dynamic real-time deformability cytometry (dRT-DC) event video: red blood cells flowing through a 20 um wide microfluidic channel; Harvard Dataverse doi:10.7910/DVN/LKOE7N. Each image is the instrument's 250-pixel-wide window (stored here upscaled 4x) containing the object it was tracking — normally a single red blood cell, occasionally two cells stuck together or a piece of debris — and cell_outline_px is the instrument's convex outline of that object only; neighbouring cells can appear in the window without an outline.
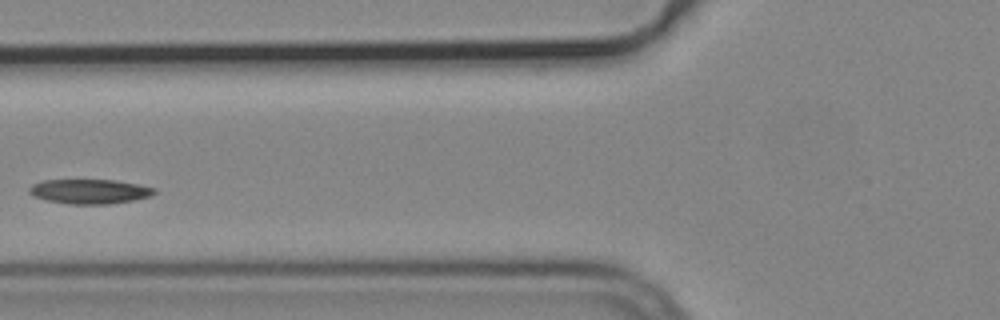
{"species": "common noctule bat (a hibernating species)", "species_latin": "Nyctalus noctula", "temperature_condition": "cold", "stored_images_in_passage": 3, "camera_frame_rate_fps": 3000, "um_per_image_px": 0.085, "animal": {"sex": "male", "body_mass_g": 19.2, "forearm_length_mm": 51.8}, "frame": {"image": 1, "passage_image": 3, "time_ms": 0.667, "image_size_px": [1000, 320], "cell_outline_px": [[156, 192], [152, 196], [132, 200], [108, 204], [68, 204], [44, 200], [28, 192], [28, 188], [32, 184], [44, 180], [116, 180], [156, 188]], "centroid_in_image_um": [7.61, 16.27], "position_along_channel_um": 118.2, "area_um2": 17.92}}